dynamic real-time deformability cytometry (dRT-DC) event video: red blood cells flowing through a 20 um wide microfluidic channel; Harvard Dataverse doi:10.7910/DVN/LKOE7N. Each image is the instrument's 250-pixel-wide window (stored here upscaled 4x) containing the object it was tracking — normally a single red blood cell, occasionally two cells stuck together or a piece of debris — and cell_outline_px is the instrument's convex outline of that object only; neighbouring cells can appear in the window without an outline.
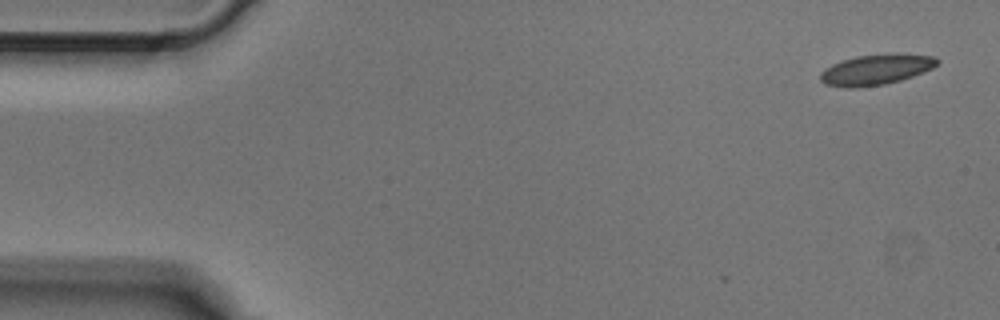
{"species": "Egyptian fruit bat (a non-hibernating species)", "species_latin": "Rousettus aegyptiacus", "temperature_condition": "cold", "stored_images_in_passage": 3, "camera_frame_rate_fps": 3000, "um_per_image_px": 0.085, "animal": {"sex": "male"}, "frame": {"image": 1, "passage_image": 1, "time_ms": 0.0, "image_size_px": [1000, 320], "cell_outline_px": [[940, 60], [932, 68], [912, 76], [900, 80], [884, 84], [856, 88], [844, 88], [824, 84], [820, 80], [820, 72], [832, 64], [856, 56], [896, 52], [900, 52], [936, 56]], "centroid_in_image_um": [74.47, 5.9], "position_along_channel_um": 10.5, "area_um2": 21.04}}
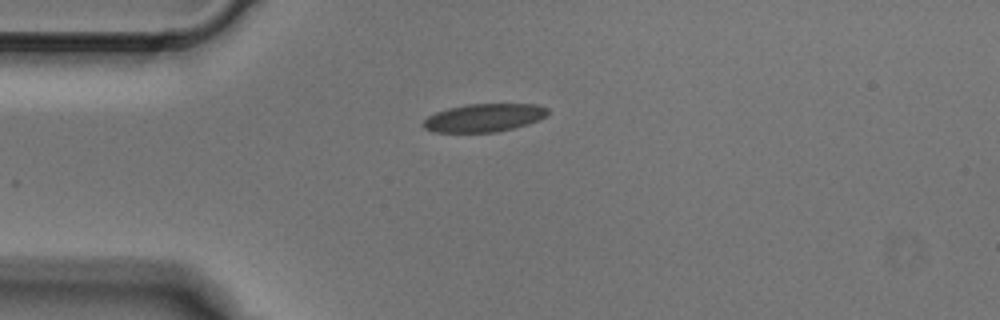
{"frame": {"image": 2, "passage_image": 3, "time_ms": 0.667, "image_size_px": [1000, 320], "cell_outline_px": [[548, 112], [540, 120], [528, 124], [496, 132], [432, 132], [424, 128], [420, 124], [428, 116], [436, 112], [448, 108], [468, 104], [536, 104], [548, 108]], "centroid_in_image_um": [41.11, 10.01], "position_along_channel_um": 43.9, "area_um2": 20.4}}